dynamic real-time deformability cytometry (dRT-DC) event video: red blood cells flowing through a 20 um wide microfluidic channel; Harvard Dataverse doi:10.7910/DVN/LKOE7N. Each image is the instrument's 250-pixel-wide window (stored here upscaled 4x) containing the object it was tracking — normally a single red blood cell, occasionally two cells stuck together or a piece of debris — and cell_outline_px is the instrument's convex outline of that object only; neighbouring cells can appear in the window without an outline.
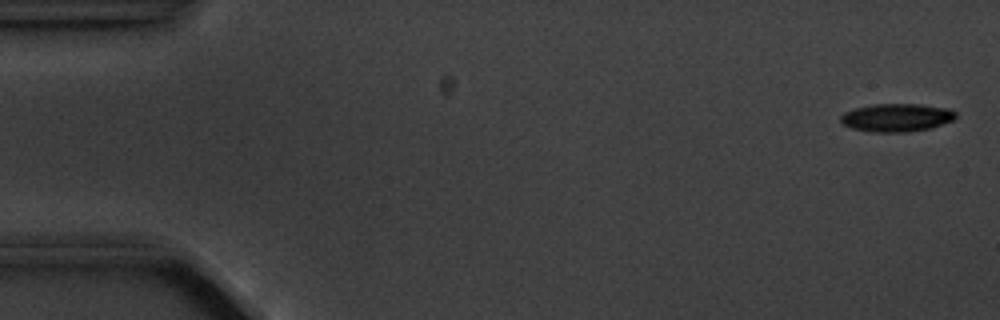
{"species": "common noctule bat (a hibernating species)", "species_latin": "Nyctalus noctula", "temperature_condition": "cold", "stored_images_in_passage": 6, "segment_of_instrument_passage": [2, 2], "camera_frame_rate_fps": 3000, "um_per_image_px": 0.085, "animal": {"sex": "male", "body_mass_g": 20.1, "forearm_length_mm": 53.5}, "frame": {"image": 1, "passage_image": 6, "time_ms": 6.0, "image_size_px": [1000, 320], "cell_outline_px": [[956, 116], [952, 120], [932, 128], [904, 132], [872, 132], [852, 128], [844, 124], [840, 120], [840, 116], [844, 112], [856, 108], [872, 104], [920, 104], [948, 108], [956, 112]], "centroid_in_image_um": [76.21, 9.99], "position_along_channel_um": 8.8, "area_um2": 18.79}}